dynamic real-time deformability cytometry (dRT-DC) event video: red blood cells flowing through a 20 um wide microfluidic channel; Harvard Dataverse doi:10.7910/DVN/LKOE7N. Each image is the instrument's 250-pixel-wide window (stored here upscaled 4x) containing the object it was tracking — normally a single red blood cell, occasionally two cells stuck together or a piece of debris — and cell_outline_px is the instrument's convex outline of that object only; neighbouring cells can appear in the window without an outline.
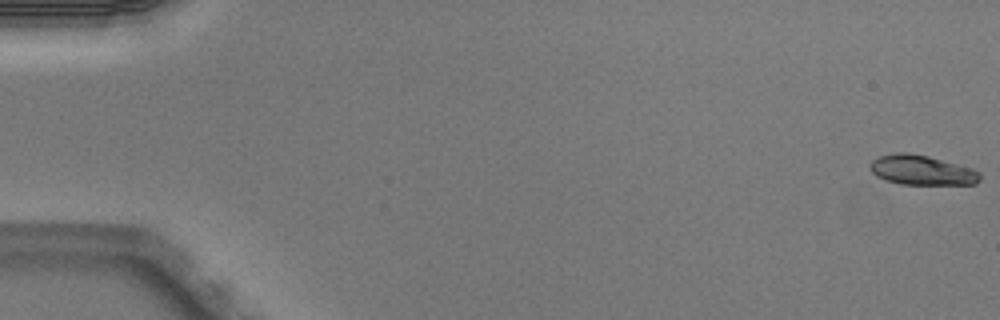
{"species": "Egyptian fruit bat (a non-hibernating species)", "species_latin": "Rousettus aegyptiacus", "temperature_condition": "warm", "stored_images_in_passage": 3, "camera_frame_rate_fps": 3000, "um_per_image_px": 0.085, "animal": {"sex": "male"}, "frame": {"image": 1, "passage_image": 1, "time_ms": 0.0, "image_size_px": [1000, 320], "cell_outline_px": [[980, 180], [976, 184], [900, 184], [884, 180], [876, 176], [868, 168], [868, 164], [872, 160], [880, 156], [896, 152], [908, 152], [928, 156], [972, 168], [980, 172]], "centroid_in_image_um": [78.31, 14.46], "position_along_channel_um": 6.7, "area_um2": 19.19}}